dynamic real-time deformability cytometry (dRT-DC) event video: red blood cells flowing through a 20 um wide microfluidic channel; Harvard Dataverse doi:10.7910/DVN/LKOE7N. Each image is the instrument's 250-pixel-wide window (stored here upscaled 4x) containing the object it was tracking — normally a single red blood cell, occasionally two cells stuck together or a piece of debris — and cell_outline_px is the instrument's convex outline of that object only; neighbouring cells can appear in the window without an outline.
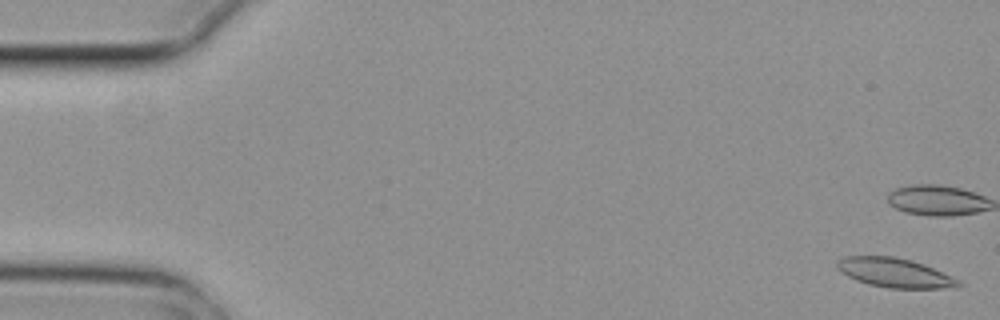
{"species": "common noctule bat (a hibernating species)", "species_latin": "Nyctalus noctula", "temperature_condition": "cold", "stored_images_in_passage": 4, "camera_frame_rate_fps": 3000, "um_per_image_px": 0.085, "animal": {"sex": "female", "body_mass_g": 29.2, "forearm_length_mm": 56.3}, "frame": {"image": 1, "passage_image": 1, "time_ms": 0.0, "image_size_px": [1000, 320], "cell_outline_px": [[964, 284], [944, 288], [888, 288], [868, 284], [856, 280], [840, 272], [836, 268], [836, 260], [844, 256], [892, 256], [912, 260], [924, 264], [960, 280]], "centroid_in_image_um": [76.0, 23.17], "position_along_channel_um": 9.0, "area_um2": 20.75}}